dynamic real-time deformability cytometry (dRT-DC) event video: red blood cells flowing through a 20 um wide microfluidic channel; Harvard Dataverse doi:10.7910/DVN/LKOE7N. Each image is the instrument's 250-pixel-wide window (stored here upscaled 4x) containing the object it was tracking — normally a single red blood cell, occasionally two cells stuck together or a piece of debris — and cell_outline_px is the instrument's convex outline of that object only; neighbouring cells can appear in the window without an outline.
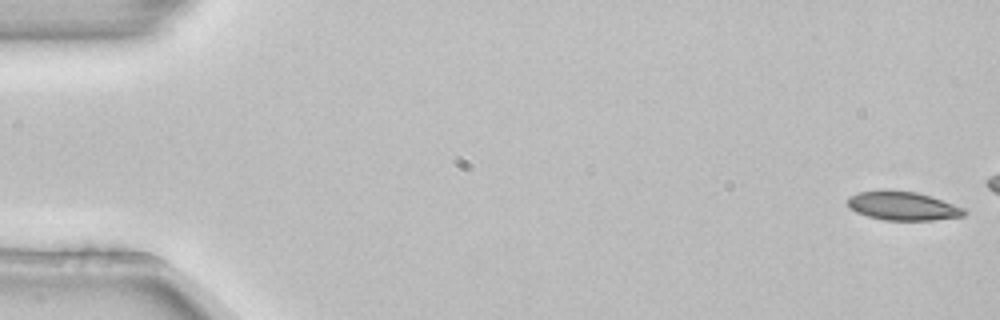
{"species": "common noctule bat (a hibernating species)", "species_latin": "Nyctalus noctula", "temperature_condition": "room temperature", "stored_images_in_passage": 4, "camera_frame_rate_fps": 3000, "um_per_image_px": 0.085, "animal": {"sex": "female", "body_mass_g": 22.7, "forearm_length_mm": 54.2}, "frame": {"image": 1, "passage_image": 1, "time_ms": 0.0, "image_size_px": [1000, 320], "cell_outline_px": [[968, 212], [964, 216], [932, 220], [884, 220], [868, 216], [856, 212], [848, 208], [848, 196], [860, 192], [876, 188], [888, 188], [916, 192], [932, 196], [964, 208]], "centroid_in_image_um": [76.7, 17.47], "position_along_channel_um": 8.3, "area_um2": 20.06}}